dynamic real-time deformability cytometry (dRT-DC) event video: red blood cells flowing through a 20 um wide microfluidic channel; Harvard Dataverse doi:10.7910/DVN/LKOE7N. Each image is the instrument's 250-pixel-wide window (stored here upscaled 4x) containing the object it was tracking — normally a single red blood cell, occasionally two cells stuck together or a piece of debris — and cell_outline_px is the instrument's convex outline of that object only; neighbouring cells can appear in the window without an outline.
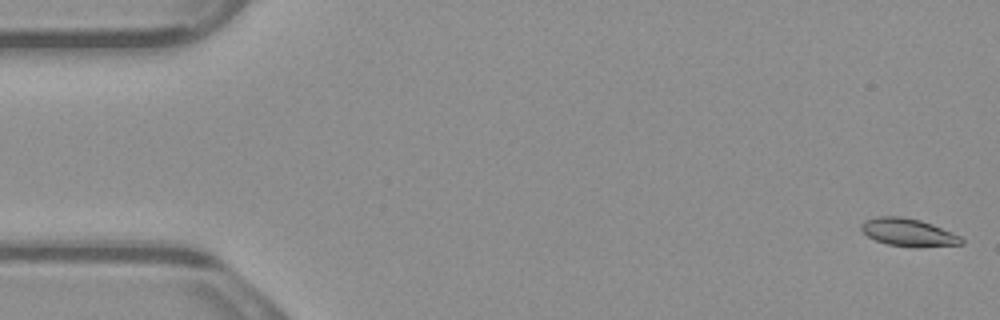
{"species": "common noctule bat (a hibernating species)", "species_latin": "Nyctalus noctula", "temperature_condition": "warm", "stored_images_in_passage": 5, "camera_frame_rate_fps": 3000, "um_per_image_px": 0.085, "animal": {"sex": "male", "body_mass_g": 23.1, "forearm_length_mm": 52.7}, "frame": {"image": 1, "passage_image": 1, "time_ms": 0.0, "image_size_px": [1000, 320], "cell_outline_px": [[964, 244], [916, 248], [912, 248], [888, 244], [876, 240], [868, 236], [860, 228], [860, 224], [864, 220], [876, 216], [900, 216], [920, 220], [932, 224], [960, 236], [964, 240]], "centroid_in_image_um": [77.2, 19.76], "position_along_channel_um": 7.8, "area_um2": 16.36}}
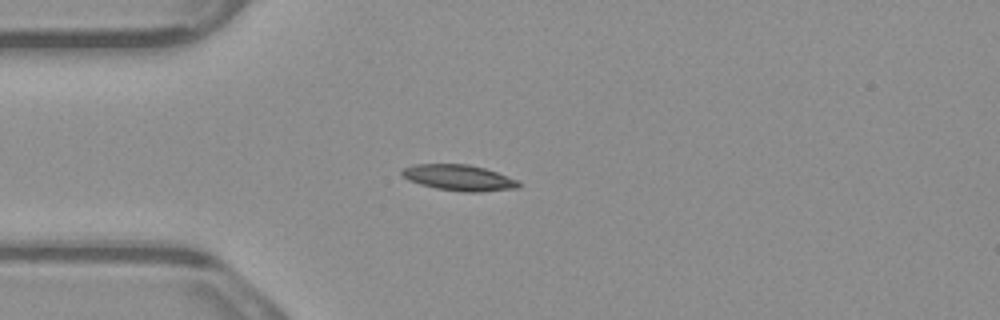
{"frame": {"image": 2, "passage_image": 4, "time_ms": 1.0, "image_size_px": [1000, 320], "cell_outline_px": [[520, 188], [480, 192], [464, 192], [436, 188], [420, 184], [408, 180], [400, 172], [404, 168], [416, 164], [468, 164], [484, 168], [496, 172], [516, 180], [520, 184]], "centroid_in_image_um": [39.01, 15.11], "position_along_channel_um": 46.0, "area_um2": 17.46}}